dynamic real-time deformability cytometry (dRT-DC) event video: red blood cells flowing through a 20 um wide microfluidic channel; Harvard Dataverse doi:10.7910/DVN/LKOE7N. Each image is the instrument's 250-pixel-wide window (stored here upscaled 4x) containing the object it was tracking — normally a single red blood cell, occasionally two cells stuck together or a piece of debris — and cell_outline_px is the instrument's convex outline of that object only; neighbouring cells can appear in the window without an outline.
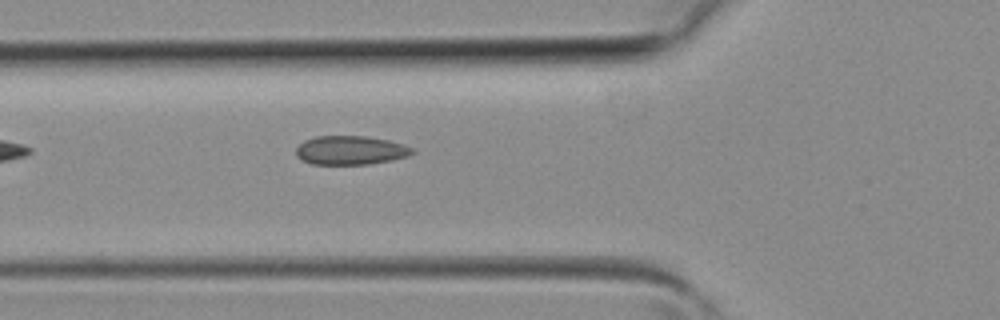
{"species": "common noctule bat (a hibernating species)", "species_latin": "Nyctalus noctula", "temperature_condition": "room temperature", "stored_images_in_passage": 3, "camera_frame_rate_fps": 3000, "um_per_image_px": 0.085, "animal": {"sex": "female", "body_mass_g": 19.3, "forearm_length_mm": 54.1}, "frame": {"image": 1, "passage_image": 3, "time_ms": 0.667, "image_size_px": [1000, 320], "cell_outline_px": [[416, 152], [408, 156], [392, 160], [368, 164], [312, 164], [296, 156], [296, 148], [304, 140], [316, 136], [364, 136], [388, 140], [404, 144], [412, 148]], "centroid_in_image_um": [29.81, 12.77], "position_along_channel_um": 96.0, "area_um2": 19.54}}